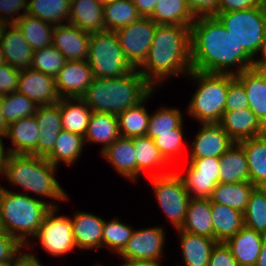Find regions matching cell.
<instances>
[{
  "label": "cell",
  "instance_id": "obj_59",
  "mask_svg": "<svg viewBox=\"0 0 266 266\" xmlns=\"http://www.w3.org/2000/svg\"><path fill=\"white\" fill-rule=\"evenodd\" d=\"M256 266H266V234L263 236L261 252L258 257Z\"/></svg>",
  "mask_w": 266,
  "mask_h": 266
},
{
  "label": "cell",
  "instance_id": "obj_30",
  "mask_svg": "<svg viewBox=\"0 0 266 266\" xmlns=\"http://www.w3.org/2000/svg\"><path fill=\"white\" fill-rule=\"evenodd\" d=\"M120 136L118 117L116 115L105 112H92L84 136L85 143L103 144L100 149L102 152Z\"/></svg>",
  "mask_w": 266,
  "mask_h": 266
},
{
  "label": "cell",
  "instance_id": "obj_23",
  "mask_svg": "<svg viewBox=\"0 0 266 266\" xmlns=\"http://www.w3.org/2000/svg\"><path fill=\"white\" fill-rule=\"evenodd\" d=\"M263 234L244 226L224 243L230 249L238 266H256L261 252Z\"/></svg>",
  "mask_w": 266,
  "mask_h": 266
},
{
  "label": "cell",
  "instance_id": "obj_57",
  "mask_svg": "<svg viewBox=\"0 0 266 266\" xmlns=\"http://www.w3.org/2000/svg\"><path fill=\"white\" fill-rule=\"evenodd\" d=\"M26 257L19 263V266H43L38 260V257L32 252H26Z\"/></svg>",
  "mask_w": 266,
  "mask_h": 266
},
{
  "label": "cell",
  "instance_id": "obj_12",
  "mask_svg": "<svg viewBox=\"0 0 266 266\" xmlns=\"http://www.w3.org/2000/svg\"><path fill=\"white\" fill-rule=\"evenodd\" d=\"M185 175L180 174L191 198H210L219 183V158L188 159Z\"/></svg>",
  "mask_w": 266,
  "mask_h": 266
},
{
  "label": "cell",
  "instance_id": "obj_41",
  "mask_svg": "<svg viewBox=\"0 0 266 266\" xmlns=\"http://www.w3.org/2000/svg\"><path fill=\"white\" fill-rule=\"evenodd\" d=\"M105 30L116 31L138 21L142 16L133 0H115L103 6Z\"/></svg>",
  "mask_w": 266,
  "mask_h": 266
},
{
  "label": "cell",
  "instance_id": "obj_54",
  "mask_svg": "<svg viewBox=\"0 0 266 266\" xmlns=\"http://www.w3.org/2000/svg\"><path fill=\"white\" fill-rule=\"evenodd\" d=\"M219 13L240 11L262 6L265 0H218Z\"/></svg>",
  "mask_w": 266,
  "mask_h": 266
},
{
  "label": "cell",
  "instance_id": "obj_48",
  "mask_svg": "<svg viewBox=\"0 0 266 266\" xmlns=\"http://www.w3.org/2000/svg\"><path fill=\"white\" fill-rule=\"evenodd\" d=\"M23 248L24 246L17 239L3 230L0 231V264L21 262L26 257L25 251H22Z\"/></svg>",
  "mask_w": 266,
  "mask_h": 266
},
{
  "label": "cell",
  "instance_id": "obj_60",
  "mask_svg": "<svg viewBox=\"0 0 266 266\" xmlns=\"http://www.w3.org/2000/svg\"><path fill=\"white\" fill-rule=\"evenodd\" d=\"M8 124L6 123L2 112V95H0V134L6 136Z\"/></svg>",
  "mask_w": 266,
  "mask_h": 266
},
{
  "label": "cell",
  "instance_id": "obj_25",
  "mask_svg": "<svg viewBox=\"0 0 266 266\" xmlns=\"http://www.w3.org/2000/svg\"><path fill=\"white\" fill-rule=\"evenodd\" d=\"M133 138L120 136L101 155L123 177L136 182V159Z\"/></svg>",
  "mask_w": 266,
  "mask_h": 266
},
{
  "label": "cell",
  "instance_id": "obj_7",
  "mask_svg": "<svg viewBox=\"0 0 266 266\" xmlns=\"http://www.w3.org/2000/svg\"><path fill=\"white\" fill-rule=\"evenodd\" d=\"M228 33L256 60L266 40V2L256 8L215 15Z\"/></svg>",
  "mask_w": 266,
  "mask_h": 266
},
{
  "label": "cell",
  "instance_id": "obj_36",
  "mask_svg": "<svg viewBox=\"0 0 266 266\" xmlns=\"http://www.w3.org/2000/svg\"><path fill=\"white\" fill-rule=\"evenodd\" d=\"M85 145L84 137L62 129L55 141L53 151L46 159L56 167L60 162L73 166L81 156Z\"/></svg>",
  "mask_w": 266,
  "mask_h": 266
},
{
  "label": "cell",
  "instance_id": "obj_64",
  "mask_svg": "<svg viewBox=\"0 0 266 266\" xmlns=\"http://www.w3.org/2000/svg\"><path fill=\"white\" fill-rule=\"evenodd\" d=\"M264 75L266 80V66H256Z\"/></svg>",
  "mask_w": 266,
  "mask_h": 266
},
{
  "label": "cell",
  "instance_id": "obj_16",
  "mask_svg": "<svg viewBox=\"0 0 266 266\" xmlns=\"http://www.w3.org/2000/svg\"><path fill=\"white\" fill-rule=\"evenodd\" d=\"M189 159L221 157L235 142L218 123L201 124L194 140Z\"/></svg>",
  "mask_w": 266,
  "mask_h": 266
},
{
  "label": "cell",
  "instance_id": "obj_33",
  "mask_svg": "<svg viewBox=\"0 0 266 266\" xmlns=\"http://www.w3.org/2000/svg\"><path fill=\"white\" fill-rule=\"evenodd\" d=\"M213 239L224 243L244 227L243 213L220 203H211Z\"/></svg>",
  "mask_w": 266,
  "mask_h": 266
},
{
  "label": "cell",
  "instance_id": "obj_5",
  "mask_svg": "<svg viewBox=\"0 0 266 266\" xmlns=\"http://www.w3.org/2000/svg\"><path fill=\"white\" fill-rule=\"evenodd\" d=\"M57 168L44 157L9 154L3 176L10 185L23 188V194L33 192L59 202L67 201L69 195L55 178Z\"/></svg>",
  "mask_w": 266,
  "mask_h": 266
},
{
  "label": "cell",
  "instance_id": "obj_8",
  "mask_svg": "<svg viewBox=\"0 0 266 266\" xmlns=\"http://www.w3.org/2000/svg\"><path fill=\"white\" fill-rule=\"evenodd\" d=\"M87 61L95 78H119L135 69L126 59L114 31L91 33Z\"/></svg>",
  "mask_w": 266,
  "mask_h": 266
},
{
  "label": "cell",
  "instance_id": "obj_17",
  "mask_svg": "<svg viewBox=\"0 0 266 266\" xmlns=\"http://www.w3.org/2000/svg\"><path fill=\"white\" fill-rule=\"evenodd\" d=\"M90 32L69 23L55 26L52 45L67 61L88 60Z\"/></svg>",
  "mask_w": 266,
  "mask_h": 266
},
{
  "label": "cell",
  "instance_id": "obj_2",
  "mask_svg": "<svg viewBox=\"0 0 266 266\" xmlns=\"http://www.w3.org/2000/svg\"><path fill=\"white\" fill-rule=\"evenodd\" d=\"M137 70L156 88L192 71L190 28L157 24L147 58Z\"/></svg>",
  "mask_w": 266,
  "mask_h": 266
},
{
  "label": "cell",
  "instance_id": "obj_19",
  "mask_svg": "<svg viewBox=\"0 0 266 266\" xmlns=\"http://www.w3.org/2000/svg\"><path fill=\"white\" fill-rule=\"evenodd\" d=\"M34 116L39 128L37 156L46 158L53 151L55 141L63 129L60 100L57 104L39 106Z\"/></svg>",
  "mask_w": 266,
  "mask_h": 266
},
{
  "label": "cell",
  "instance_id": "obj_65",
  "mask_svg": "<svg viewBox=\"0 0 266 266\" xmlns=\"http://www.w3.org/2000/svg\"><path fill=\"white\" fill-rule=\"evenodd\" d=\"M4 58H3V55H2V52L0 51V65L4 64Z\"/></svg>",
  "mask_w": 266,
  "mask_h": 266
},
{
  "label": "cell",
  "instance_id": "obj_34",
  "mask_svg": "<svg viewBox=\"0 0 266 266\" xmlns=\"http://www.w3.org/2000/svg\"><path fill=\"white\" fill-rule=\"evenodd\" d=\"M60 112L63 130L85 136L92 109L82 98H61Z\"/></svg>",
  "mask_w": 266,
  "mask_h": 266
},
{
  "label": "cell",
  "instance_id": "obj_47",
  "mask_svg": "<svg viewBox=\"0 0 266 266\" xmlns=\"http://www.w3.org/2000/svg\"><path fill=\"white\" fill-rule=\"evenodd\" d=\"M149 116L147 133H165L183 124V115L178 108L161 107Z\"/></svg>",
  "mask_w": 266,
  "mask_h": 266
},
{
  "label": "cell",
  "instance_id": "obj_21",
  "mask_svg": "<svg viewBox=\"0 0 266 266\" xmlns=\"http://www.w3.org/2000/svg\"><path fill=\"white\" fill-rule=\"evenodd\" d=\"M104 218L89 212H74L71 218L75 246L79 250L102 248Z\"/></svg>",
  "mask_w": 266,
  "mask_h": 266
},
{
  "label": "cell",
  "instance_id": "obj_56",
  "mask_svg": "<svg viewBox=\"0 0 266 266\" xmlns=\"http://www.w3.org/2000/svg\"><path fill=\"white\" fill-rule=\"evenodd\" d=\"M3 138H5V136L0 134V176L4 174L5 167H6V161L9 156L8 149H6L3 144V141H2Z\"/></svg>",
  "mask_w": 266,
  "mask_h": 266
},
{
  "label": "cell",
  "instance_id": "obj_4",
  "mask_svg": "<svg viewBox=\"0 0 266 266\" xmlns=\"http://www.w3.org/2000/svg\"><path fill=\"white\" fill-rule=\"evenodd\" d=\"M57 204L14 192L0 185V225L4 232L24 247L33 248L28 237H35L48 211Z\"/></svg>",
  "mask_w": 266,
  "mask_h": 266
},
{
  "label": "cell",
  "instance_id": "obj_20",
  "mask_svg": "<svg viewBox=\"0 0 266 266\" xmlns=\"http://www.w3.org/2000/svg\"><path fill=\"white\" fill-rule=\"evenodd\" d=\"M218 124L234 142L258 137L266 133V127L250 108L224 112Z\"/></svg>",
  "mask_w": 266,
  "mask_h": 266
},
{
  "label": "cell",
  "instance_id": "obj_51",
  "mask_svg": "<svg viewBox=\"0 0 266 266\" xmlns=\"http://www.w3.org/2000/svg\"><path fill=\"white\" fill-rule=\"evenodd\" d=\"M20 71L7 63L0 65V95H7L18 90Z\"/></svg>",
  "mask_w": 266,
  "mask_h": 266
},
{
  "label": "cell",
  "instance_id": "obj_45",
  "mask_svg": "<svg viewBox=\"0 0 266 266\" xmlns=\"http://www.w3.org/2000/svg\"><path fill=\"white\" fill-rule=\"evenodd\" d=\"M133 231V227L122 223L118 217L110 221L105 220L103 225L102 247L106 246L108 247L107 249L119 254L131 239Z\"/></svg>",
  "mask_w": 266,
  "mask_h": 266
},
{
  "label": "cell",
  "instance_id": "obj_3",
  "mask_svg": "<svg viewBox=\"0 0 266 266\" xmlns=\"http://www.w3.org/2000/svg\"><path fill=\"white\" fill-rule=\"evenodd\" d=\"M156 88L135 68L119 78H93L81 97L86 105L97 113L118 115L139 105Z\"/></svg>",
  "mask_w": 266,
  "mask_h": 266
},
{
  "label": "cell",
  "instance_id": "obj_28",
  "mask_svg": "<svg viewBox=\"0 0 266 266\" xmlns=\"http://www.w3.org/2000/svg\"><path fill=\"white\" fill-rule=\"evenodd\" d=\"M219 183L249 182L248 161L243 147L235 142L219 157Z\"/></svg>",
  "mask_w": 266,
  "mask_h": 266
},
{
  "label": "cell",
  "instance_id": "obj_46",
  "mask_svg": "<svg viewBox=\"0 0 266 266\" xmlns=\"http://www.w3.org/2000/svg\"><path fill=\"white\" fill-rule=\"evenodd\" d=\"M66 62L63 54L53 45H49L33 51L30 68L55 78Z\"/></svg>",
  "mask_w": 266,
  "mask_h": 266
},
{
  "label": "cell",
  "instance_id": "obj_35",
  "mask_svg": "<svg viewBox=\"0 0 266 266\" xmlns=\"http://www.w3.org/2000/svg\"><path fill=\"white\" fill-rule=\"evenodd\" d=\"M150 18L156 24L191 27L195 15L185 0H159Z\"/></svg>",
  "mask_w": 266,
  "mask_h": 266
},
{
  "label": "cell",
  "instance_id": "obj_24",
  "mask_svg": "<svg viewBox=\"0 0 266 266\" xmlns=\"http://www.w3.org/2000/svg\"><path fill=\"white\" fill-rule=\"evenodd\" d=\"M235 77L244 87L250 110L266 127V80L263 73L255 66L245 69Z\"/></svg>",
  "mask_w": 266,
  "mask_h": 266
},
{
  "label": "cell",
  "instance_id": "obj_40",
  "mask_svg": "<svg viewBox=\"0 0 266 266\" xmlns=\"http://www.w3.org/2000/svg\"><path fill=\"white\" fill-rule=\"evenodd\" d=\"M154 92L139 105L128 108L117 115L121 136L129 138L146 136L150 114L146 110L145 103L150 100V96L152 98Z\"/></svg>",
  "mask_w": 266,
  "mask_h": 266
},
{
  "label": "cell",
  "instance_id": "obj_62",
  "mask_svg": "<svg viewBox=\"0 0 266 266\" xmlns=\"http://www.w3.org/2000/svg\"><path fill=\"white\" fill-rule=\"evenodd\" d=\"M20 262H9V263H3L0 264V266H19Z\"/></svg>",
  "mask_w": 266,
  "mask_h": 266
},
{
  "label": "cell",
  "instance_id": "obj_37",
  "mask_svg": "<svg viewBox=\"0 0 266 266\" xmlns=\"http://www.w3.org/2000/svg\"><path fill=\"white\" fill-rule=\"evenodd\" d=\"M254 188L251 182L218 183L209 199L244 213Z\"/></svg>",
  "mask_w": 266,
  "mask_h": 266
},
{
  "label": "cell",
  "instance_id": "obj_50",
  "mask_svg": "<svg viewBox=\"0 0 266 266\" xmlns=\"http://www.w3.org/2000/svg\"><path fill=\"white\" fill-rule=\"evenodd\" d=\"M27 8L28 0H0V24H15L23 15L27 14ZM22 10L23 13L20 14Z\"/></svg>",
  "mask_w": 266,
  "mask_h": 266
},
{
  "label": "cell",
  "instance_id": "obj_6",
  "mask_svg": "<svg viewBox=\"0 0 266 266\" xmlns=\"http://www.w3.org/2000/svg\"><path fill=\"white\" fill-rule=\"evenodd\" d=\"M186 76L198 85L187 113L201 124L219 123L225 112L229 82L235 75L192 70Z\"/></svg>",
  "mask_w": 266,
  "mask_h": 266
},
{
  "label": "cell",
  "instance_id": "obj_43",
  "mask_svg": "<svg viewBox=\"0 0 266 266\" xmlns=\"http://www.w3.org/2000/svg\"><path fill=\"white\" fill-rule=\"evenodd\" d=\"M38 107L35 102L18 91L2 96V112L8 125L21 118L35 115Z\"/></svg>",
  "mask_w": 266,
  "mask_h": 266
},
{
  "label": "cell",
  "instance_id": "obj_39",
  "mask_svg": "<svg viewBox=\"0 0 266 266\" xmlns=\"http://www.w3.org/2000/svg\"><path fill=\"white\" fill-rule=\"evenodd\" d=\"M15 25L21 30L33 51L52 45L53 31L55 28L53 24L25 14Z\"/></svg>",
  "mask_w": 266,
  "mask_h": 266
},
{
  "label": "cell",
  "instance_id": "obj_1",
  "mask_svg": "<svg viewBox=\"0 0 266 266\" xmlns=\"http://www.w3.org/2000/svg\"><path fill=\"white\" fill-rule=\"evenodd\" d=\"M190 44L192 70L236 75L256 66V60L214 15L195 18L190 27Z\"/></svg>",
  "mask_w": 266,
  "mask_h": 266
},
{
  "label": "cell",
  "instance_id": "obj_32",
  "mask_svg": "<svg viewBox=\"0 0 266 266\" xmlns=\"http://www.w3.org/2000/svg\"><path fill=\"white\" fill-rule=\"evenodd\" d=\"M238 143L248 161L249 182L255 187H266V133Z\"/></svg>",
  "mask_w": 266,
  "mask_h": 266
},
{
  "label": "cell",
  "instance_id": "obj_53",
  "mask_svg": "<svg viewBox=\"0 0 266 266\" xmlns=\"http://www.w3.org/2000/svg\"><path fill=\"white\" fill-rule=\"evenodd\" d=\"M195 17L215 16L219 13L218 0H185Z\"/></svg>",
  "mask_w": 266,
  "mask_h": 266
},
{
  "label": "cell",
  "instance_id": "obj_14",
  "mask_svg": "<svg viewBox=\"0 0 266 266\" xmlns=\"http://www.w3.org/2000/svg\"><path fill=\"white\" fill-rule=\"evenodd\" d=\"M17 91L38 106L57 104L61 99L55 78L32 68L20 71Z\"/></svg>",
  "mask_w": 266,
  "mask_h": 266
},
{
  "label": "cell",
  "instance_id": "obj_44",
  "mask_svg": "<svg viewBox=\"0 0 266 266\" xmlns=\"http://www.w3.org/2000/svg\"><path fill=\"white\" fill-rule=\"evenodd\" d=\"M183 124L171 132L165 133H147L146 136L152 138L160 154L169 164L173 163L174 158L181 154L184 146Z\"/></svg>",
  "mask_w": 266,
  "mask_h": 266
},
{
  "label": "cell",
  "instance_id": "obj_29",
  "mask_svg": "<svg viewBox=\"0 0 266 266\" xmlns=\"http://www.w3.org/2000/svg\"><path fill=\"white\" fill-rule=\"evenodd\" d=\"M181 230L213 239V219L209 198H191Z\"/></svg>",
  "mask_w": 266,
  "mask_h": 266
},
{
  "label": "cell",
  "instance_id": "obj_26",
  "mask_svg": "<svg viewBox=\"0 0 266 266\" xmlns=\"http://www.w3.org/2000/svg\"><path fill=\"white\" fill-rule=\"evenodd\" d=\"M68 23L90 33L105 31L103 6L97 0H71Z\"/></svg>",
  "mask_w": 266,
  "mask_h": 266
},
{
  "label": "cell",
  "instance_id": "obj_11",
  "mask_svg": "<svg viewBox=\"0 0 266 266\" xmlns=\"http://www.w3.org/2000/svg\"><path fill=\"white\" fill-rule=\"evenodd\" d=\"M156 26L150 17H141L115 31L126 59L134 68H138L147 58Z\"/></svg>",
  "mask_w": 266,
  "mask_h": 266
},
{
  "label": "cell",
  "instance_id": "obj_15",
  "mask_svg": "<svg viewBox=\"0 0 266 266\" xmlns=\"http://www.w3.org/2000/svg\"><path fill=\"white\" fill-rule=\"evenodd\" d=\"M87 60L67 61L55 77L61 98H81L93 81Z\"/></svg>",
  "mask_w": 266,
  "mask_h": 266
},
{
  "label": "cell",
  "instance_id": "obj_31",
  "mask_svg": "<svg viewBox=\"0 0 266 266\" xmlns=\"http://www.w3.org/2000/svg\"><path fill=\"white\" fill-rule=\"evenodd\" d=\"M133 145L136 151V181L141 173L147 174L148 177L169 173H162L161 171H159V173H155L154 171H149L150 169L159 170L158 168H162L164 170V168H167L169 165L160 154L159 149L156 147L152 138L148 136L133 137Z\"/></svg>",
  "mask_w": 266,
  "mask_h": 266
},
{
  "label": "cell",
  "instance_id": "obj_13",
  "mask_svg": "<svg viewBox=\"0 0 266 266\" xmlns=\"http://www.w3.org/2000/svg\"><path fill=\"white\" fill-rule=\"evenodd\" d=\"M161 226L134 229L131 239L119 255L124 263L137 260H161L164 251L165 232Z\"/></svg>",
  "mask_w": 266,
  "mask_h": 266
},
{
  "label": "cell",
  "instance_id": "obj_55",
  "mask_svg": "<svg viewBox=\"0 0 266 266\" xmlns=\"http://www.w3.org/2000/svg\"><path fill=\"white\" fill-rule=\"evenodd\" d=\"M158 1L159 0H133L134 6L142 17H150Z\"/></svg>",
  "mask_w": 266,
  "mask_h": 266
},
{
  "label": "cell",
  "instance_id": "obj_42",
  "mask_svg": "<svg viewBox=\"0 0 266 266\" xmlns=\"http://www.w3.org/2000/svg\"><path fill=\"white\" fill-rule=\"evenodd\" d=\"M244 226L266 234V187H255L243 213Z\"/></svg>",
  "mask_w": 266,
  "mask_h": 266
},
{
  "label": "cell",
  "instance_id": "obj_52",
  "mask_svg": "<svg viewBox=\"0 0 266 266\" xmlns=\"http://www.w3.org/2000/svg\"><path fill=\"white\" fill-rule=\"evenodd\" d=\"M209 266H238V263L226 244L218 242L212 249Z\"/></svg>",
  "mask_w": 266,
  "mask_h": 266
},
{
  "label": "cell",
  "instance_id": "obj_49",
  "mask_svg": "<svg viewBox=\"0 0 266 266\" xmlns=\"http://www.w3.org/2000/svg\"><path fill=\"white\" fill-rule=\"evenodd\" d=\"M249 108V101L242 83L234 77L229 82L225 112Z\"/></svg>",
  "mask_w": 266,
  "mask_h": 266
},
{
  "label": "cell",
  "instance_id": "obj_58",
  "mask_svg": "<svg viewBox=\"0 0 266 266\" xmlns=\"http://www.w3.org/2000/svg\"><path fill=\"white\" fill-rule=\"evenodd\" d=\"M161 260H137L129 263H121L119 266H161Z\"/></svg>",
  "mask_w": 266,
  "mask_h": 266
},
{
  "label": "cell",
  "instance_id": "obj_10",
  "mask_svg": "<svg viewBox=\"0 0 266 266\" xmlns=\"http://www.w3.org/2000/svg\"><path fill=\"white\" fill-rule=\"evenodd\" d=\"M59 206L52 207L44 217L37 235L40 246L48 254L60 257L76 248L71 217L57 215Z\"/></svg>",
  "mask_w": 266,
  "mask_h": 266
},
{
  "label": "cell",
  "instance_id": "obj_27",
  "mask_svg": "<svg viewBox=\"0 0 266 266\" xmlns=\"http://www.w3.org/2000/svg\"><path fill=\"white\" fill-rule=\"evenodd\" d=\"M180 234V246L185 266H209L212 249L218 243L215 239L176 229Z\"/></svg>",
  "mask_w": 266,
  "mask_h": 266
},
{
  "label": "cell",
  "instance_id": "obj_38",
  "mask_svg": "<svg viewBox=\"0 0 266 266\" xmlns=\"http://www.w3.org/2000/svg\"><path fill=\"white\" fill-rule=\"evenodd\" d=\"M70 6L71 0H28L27 14L57 26L68 23Z\"/></svg>",
  "mask_w": 266,
  "mask_h": 266
},
{
  "label": "cell",
  "instance_id": "obj_18",
  "mask_svg": "<svg viewBox=\"0 0 266 266\" xmlns=\"http://www.w3.org/2000/svg\"><path fill=\"white\" fill-rule=\"evenodd\" d=\"M0 51L4 62L14 69L22 71L31 67L33 49L15 24L3 25Z\"/></svg>",
  "mask_w": 266,
  "mask_h": 266
},
{
  "label": "cell",
  "instance_id": "obj_66",
  "mask_svg": "<svg viewBox=\"0 0 266 266\" xmlns=\"http://www.w3.org/2000/svg\"><path fill=\"white\" fill-rule=\"evenodd\" d=\"M2 27H3V24H0V35H1V32H2Z\"/></svg>",
  "mask_w": 266,
  "mask_h": 266
},
{
  "label": "cell",
  "instance_id": "obj_9",
  "mask_svg": "<svg viewBox=\"0 0 266 266\" xmlns=\"http://www.w3.org/2000/svg\"><path fill=\"white\" fill-rule=\"evenodd\" d=\"M157 203L172 226L179 229L186 218L190 195L178 172L149 177Z\"/></svg>",
  "mask_w": 266,
  "mask_h": 266
},
{
  "label": "cell",
  "instance_id": "obj_22",
  "mask_svg": "<svg viewBox=\"0 0 266 266\" xmlns=\"http://www.w3.org/2000/svg\"><path fill=\"white\" fill-rule=\"evenodd\" d=\"M39 128L35 116L21 118L8 125L6 138L14 145L9 147V154L37 156Z\"/></svg>",
  "mask_w": 266,
  "mask_h": 266
},
{
  "label": "cell",
  "instance_id": "obj_63",
  "mask_svg": "<svg viewBox=\"0 0 266 266\" xmlns=\"http://www.w3.org/2000/svg\"><path fill=\"white\" fill-rule=\"evenodd\" d=\"M102 6L107 5L115 0H97Z\"/></svg>",
  "mask_w": 266,
  "mask_h": 266
},
{
  "label": "cell",
  "instance_id": "obj_61",
  "mask_svg": "<svg viewBox=\"0 0 266 266\" xmlns=\"http://www.w3.org/2000/svg\"><path fill=\"white\" fill-rule=\"evenodd\" d=\"M256 66H266V40L261 57H258L256 60Z\"/></svg>",
  "mask_w": 266,
  "mask_h": 266
}]
</instances>
